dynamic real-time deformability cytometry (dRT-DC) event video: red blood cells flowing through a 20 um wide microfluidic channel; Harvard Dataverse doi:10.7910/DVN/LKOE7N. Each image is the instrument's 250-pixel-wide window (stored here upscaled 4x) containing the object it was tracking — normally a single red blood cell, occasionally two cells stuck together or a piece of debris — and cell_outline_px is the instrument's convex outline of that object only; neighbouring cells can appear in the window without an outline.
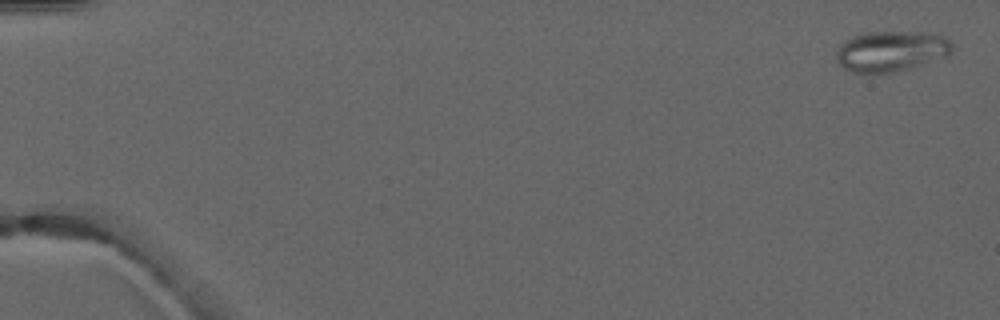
{"species": "common noctule bat (a hibernating species)", "species_latin": "Nyctalus noctula", "temperature_condition": "warm", "stored_images_in_passage": 4, "camera_frame_rate_fps": 3000, "um_per_image_px": 0.085, "animal": {"sex": "male", "forearm_length_mm": 52.5}, "frame": {"image": 1, "passage_image": 1, "time_ms": 0.0, "image_size_px": [1000, 320], "cell_outline_px": [[952, 52], [948, 56], [896, 72], [852, 72], [844, 68], [836, 60], [836, 52], [840, 44], [844, 40], [852, 36], [868, 32], [924, 32], [944, 36], [952, 44]], "centroid_in_image_um": [75.74, 4.34], "position_along_channel_um": 9.3, "area_um2": 27.34}}